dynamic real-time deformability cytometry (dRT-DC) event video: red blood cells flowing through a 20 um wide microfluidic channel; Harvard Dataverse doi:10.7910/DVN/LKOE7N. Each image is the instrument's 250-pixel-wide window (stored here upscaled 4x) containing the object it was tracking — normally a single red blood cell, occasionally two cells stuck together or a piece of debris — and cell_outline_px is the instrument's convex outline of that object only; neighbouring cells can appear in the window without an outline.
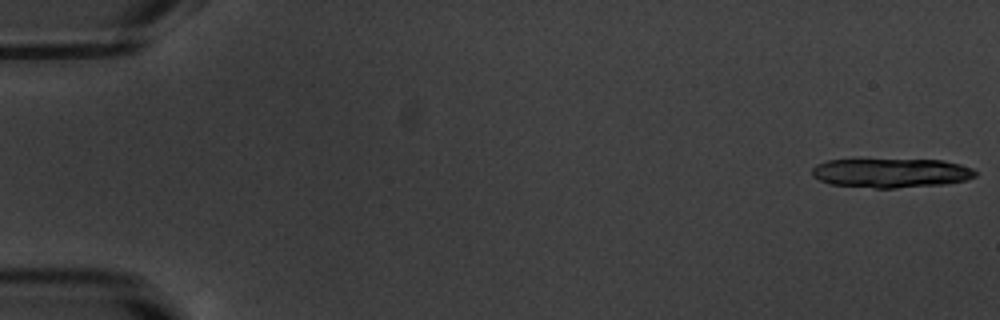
{"species": "common noctule bat (a hibernating species)", "species_latin": "Nyctalus noctula", "temperature_condition": "warm", "stored_images_in_passage": 16, "camera_frame_rate_fps": 3000, "um_per_image_px": 0.085, "animal": {"sex": "male", "body_mass_g": 20.1, "forearm_length_mm": 53.5}, "frame": {"image": 1, "passage_image": 1, "time_ms": 0.0, "image_size_px": [1000, 320], "cell_outline_px": [[976, 176], [968, 180], [948, 184], [896, 188], [876, 188], [832, 184], [820, 180], [812, 176], [812, 168], [816, 164], [828, 160], [944, 160], [960, 164], [972, 168], [976, 172]], "centroid_in_image_um": [75.79, 14.71], "position_along_channel_um": 9.2, "area_um2": 27.86}}